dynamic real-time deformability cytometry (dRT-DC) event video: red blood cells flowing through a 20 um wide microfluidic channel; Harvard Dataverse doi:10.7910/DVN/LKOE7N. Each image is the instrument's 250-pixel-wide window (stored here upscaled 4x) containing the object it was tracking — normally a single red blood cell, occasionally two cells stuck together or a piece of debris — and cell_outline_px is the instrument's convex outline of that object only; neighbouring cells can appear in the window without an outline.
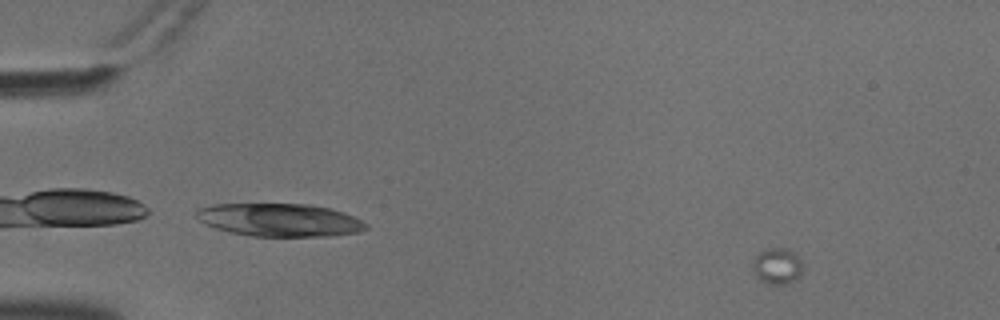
{"species": "common noctule bat (a hibernating species)", "species_latin": "Nyctalus noctula", "temperature_condition": "cold", "stored_images_in_passage": 26, "camera_frame_rate_fps": 3000, "um_per_image_px": 0.085, "animal": {"sex": "male", "body_mass_g": 18.8}, "frame": {"image": 1, "passage_image": 8, "time_ms": 2.333, "image_size_px": [1000, 320], "cell_outline_px": [[800, 276], [788, 284], [764, 284], [756, 276], [752, 268], [752, 264], [756, 256], [760, 252], [768, 248], [788, 248], [796, 256], [800, 264]], "centroid_in_image_um": [66.0, 22.64], "position_along_channel_um": 19.0, "area_um2": 10.35}}